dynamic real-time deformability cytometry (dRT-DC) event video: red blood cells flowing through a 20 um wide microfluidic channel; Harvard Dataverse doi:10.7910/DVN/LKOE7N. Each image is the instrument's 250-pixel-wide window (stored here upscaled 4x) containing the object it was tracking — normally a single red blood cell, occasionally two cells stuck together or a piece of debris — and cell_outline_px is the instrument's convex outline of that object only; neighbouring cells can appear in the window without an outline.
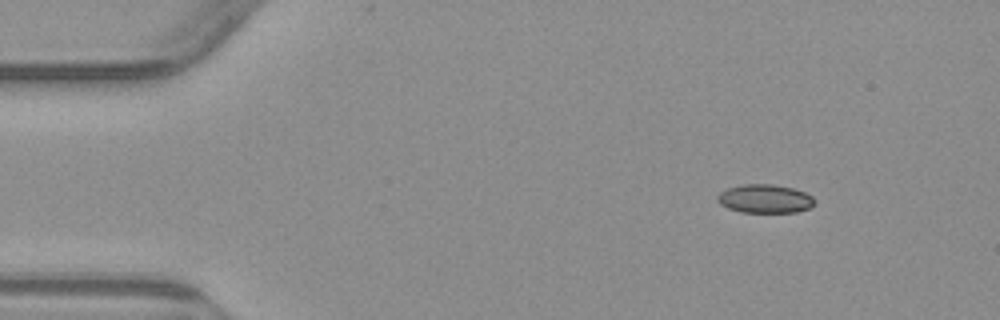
{"species": "common noctule bat (a hibernating species)", "species_latin": "Nyctalus noctula", "temperature_condition": "warm", "stored_images_in_passage": 4, "segment_of_instrument_passage": [1, 2], "camera_frame_rate_fps": 3000, "um_per_image_px": 0.085, "animal": {"sex": "male", "body_mass_g": 23.1, "forearm_length_mm": 52.7}, "frame": {"image": 1, "passage_image": 1, "time_ms": 0.0, "image_size_px": [1000, 320], "cell_outline_px": [[812, 204], [808, 208], [796, 212], [740, 212], [728, 208], [720, 204], [716, 200], [716, 196], [720, 192], [728, 188], [744, 184], [772, 184], [792, 188], [804, 192], [812, 196]], "centroid_in_image_um": [64.95, 16.89], "position_along_channel_um": 20.0, "area_um2": 16.01}}